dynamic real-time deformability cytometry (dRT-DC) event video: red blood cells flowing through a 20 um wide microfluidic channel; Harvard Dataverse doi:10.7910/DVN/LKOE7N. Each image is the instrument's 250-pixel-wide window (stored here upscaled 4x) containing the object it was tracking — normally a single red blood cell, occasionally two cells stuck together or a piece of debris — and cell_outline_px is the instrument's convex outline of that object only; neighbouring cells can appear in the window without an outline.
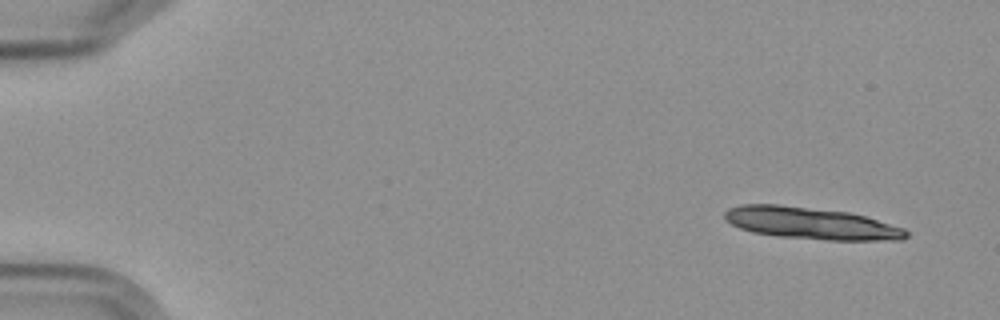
{"species": "Egyptian fruit bat (a non-hibernating species)", "species_latin": "Rousettus aegyptiacus", "temperature_condition": "cold", "stored_images_in_passage": 11, "segment_of_instrument_passage": [1, 2], "camera_frame_rate_fps": 3000, "um_per_image_px": 0.085, "frame": {"image": 1, "passage_image": 1, "time_ms": 0.0, "image_size_px": [1000, 320], "cell_outline_px": [[908, 236], [904, 240], [828, 240], [776, 236], [752, 232], [740, 228], [724, 220], [724, 212], [728, 208], [740, 204], [776, 204], [848, 212], [864, 216], [904, 228], [908, 232]], "centroid_in_image_um": [68.9, 18.98], "position_along_channel_um": 16.1, "area_um2": 33.76}}